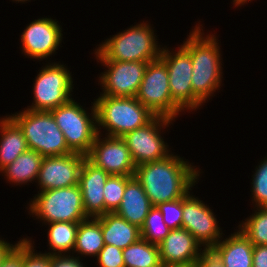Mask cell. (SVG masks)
<instances>
[{
    "label": "cell",
    "instance_id": "obj_32",
    "mask_svg": "<svg viewBox=\"0 0 267 267\" xmlns=\"http://www.w3.org/2000/svg\"><path fill=\"white\" fill-rule=\"evenodd\" d=\"M31 242L30 239H22V267H50V255L35 253Z\"/></svg>",
    "mask_w": 267,
    "mask_h": 267
},
{
    "label": "cell",
    "instance_id": "obj_27",
    "mask_svg": "<svg viewBox=\"0 0 267 267\" xmlns=\"http://www.w3.org/2000/svg\"><path fill=\"white\" fill-rule=\"evenodd\" d=\"M239 230L253 246L267 245V207H257L254 215L239 225Z\"/></svg>",
    "mask_w": 267,
    "mask_h": 267
},
{
    "label": "cell",
    "instance_id": "obj_19",
    "mask_svg": "<svg viewBox=\"0 0 267 267\" xmlns=\"http://www.w3.org/2000/svg\"><path fill=\"white\" fill-rule=\"evenodd\" d=\"M152 207L142 185L133 176L126 183L123 199L115 213L130 224L141 228Z\"/></svg>",
    "mask_w": 267,
    "mask_h": 267
},
{
    "label": "cell",
    "instance_id": "obj_33",
    "mask_svg": "<svg viewBox=\"0 0 267 267\" xmlns=\"http://www.w3.org/2000/svg\"><path fill=\"white\" fill-rule=\"evenodd\" d=\"M100 267H125L122 249L105 244L97 256Z\"/></svg>",
    "mask_w": 267,
    "mask_h": 267
},
{
    "label": "cell",
    "instance_id": "obj_28",
    "mask_svg": "<svg viewBox=\"0 0 267 267\" xmlns=\"http://www.w3.org/2000/svg\"><path fill=\"white\" fill-rule=\"evenodd\" d=\"M170 231L171 229L164 222L161 212L156 206H153L140 228V235L142 239L158 246Z\"/></svg>",
    "mask_w": 267,
    "mask_h": 267
},
{
    "label": "cell",
    "instance_id": "obj_21",
    "mask_svg": "<svg viewBox=\"0 0 267 267\" xmlns=\"http://www.w3.org/2000/svg\"><path fill=\"white\" fill-rule=\"evenodd\" d=\"M97 218L101 222L105 244L113 245L123 250L141 238L140 228L130 224L115 212H107Z\"/></svg>",
    "mask_w": 267,
    "mask_h": 267
},
{
    "label": "cell",
    "instance_id": "obj_3",
    "mask_svg": "<svg viewBox=\"0 0 267 267\" xmlns=\"http://www.w3.org/2000/svg\"><path fill=\"white\" fill-rule=\"evenodd\" d=\"M155 36L154 30L143 21L102 42L95 51L96 58L128 62L156 60L160 58L162 48L158 47Z\"/></svg>",
    "mask_w": 267,
    "mask_h": 267
},
{
    "label": "cell",
    "instance_id": "obj_14",
    "mask_svg": "<svg viewBox=\"0 0 267 267\" xmlns=\"http://www.w3.org/2000/svg\"><path fill=\"white\" fill-rule=\"evenodd\" d=\"M171 53L162 48L160 58L165 62L169 74V89L172 99L183 109L194 110V92L192 90V61L189 52L181 45Z\"/></svg>",
    "mask_w": 267,
    "mask_h": 267
},
{
    "label": "cell",
    "instance_id": "obj_35",
    "mask_svg": "<svg viewBox=\"0 0 267 267\" xmlns=\"http://www.w3.org/2000/svg\"><path fill=\"white\" fill-rule=\"evenodd\" d=\"M0 267H22V240L2 260Z\"/></svg>",
    "mask_w": 267,
    "mask_h": 267
},
{
    "label": "cell",
    "instance_id": "obj_30",
    "mask_svg": "<svg viewBox=\"0 0 267 267\" xmlns=\"http://www.w3.org/2000/svg\"><path fill=\"white\" fill-rule=\"evenodd\" d=\"M252 179V197L256 207H267V158L256 167Z\"/></svg>",
    "mask_w": 267,
    "mask_h": 267
},
{
    "label": "cell",
    "instance_id": "obj_25",
    "mask_svg": "<svg viewBox=\"0 0 267 267\" xmlns=\"http://www.w3.org/2000/svg\"><path fill=\"white\" fill-rule=\"evenodd\" d=\"M125 267H161L159 247L139 238L122 250Z\"/></svg>",
    "mask_w": 267,
    "mask_h": 267
},
{
    "label": "cell",
    "instance_id": "obj_38",
    "mask_svg": "<svg viewBox=\"0 0 267 267\" xmlns=\"http://www.w3.org/2000/svg\"><path fill=\"white\" fill-rule=\"evenodd\" d=\"M16 246L0 239V264L6 255Z\"/></svg>",
    "mask_w": 267,
    "mask_h": 267
},
{
    "label": "cell",
    "instance_id": "obj_9",
    "mask_svg": "<svg viewBox=\"0 0 267 267\" xmlns=\"http://www.w3.org/2000/svg\"><path fill=\"white\" fill-rule=\"evenodd\" d=\"M65 65L48 64L37 75L34 83V103L31 111H51L68 103L73 89V80Z\"/></svg>",
    "mask_w": 267,
    "mask_h": 267
},
{
    "label": "cell",
    "instance_id": "obj_2",
    "mask_svg": "<svg viewBox=\"0 0 267 267\" xmlns=\"http://www.w3.org/2000/svg\"><path fill=\"white\" fill-rule=\"evenodd\" d=\"M201 27L195 26L182 45L190 54L192 61L191 85L194 92V110L219 90L221 86V53L215 35H206ZM203 34V35H202ZM217 41V42H216Z\"/></svg>",
    "mask_w": 267,
    "mask_h": 267
},
{
    "label": "cell",
    "instance_id": "obj_6",
    "mask_svg": "<svg viewBox=\"0 0 267 267\" xmlns=\"http://www.w3.org/2000/svg\"><path fill=\"white\" fill-rule=\"evenodd\" d=\"M29 206L30 213L43 220L44 223H80L88 219L84 212L79 184L38 192Z\"/></svg>",
    "mask_w": 267,
    "mask_h": 267
},
{
    "label": "cell",
    "instance_id": "obj_34",
    "mask_svg": "<svg viewBox=\"0 0 267 267\" xmlns=\"http://www.w3.org/2000/svg\"><path fill=\"white\" fill-rule=\"evenodd\" d=\"M50 267H85L78 257H72L70 254L50 255Z\"/></svg>",
    "mask_w": 267,
    "mask_h": 267
},
{
    "label": "cell",
    "instance_id": "obj_36",
    "mask_svg": "<svg viewBox=\"0 0 267 267\" xmlns=\"http://www.w3.org/2000/svg\"><path fill=\"white\" fill-rule=\"evenodd\" d=\"M193 267H224L222 261L210 249L202 252V256L193 264Z\"/></svg>",
    "mask_w": 267,
    "mask_h": 267
},
{
    "label": "cell",
    "instance_id": "obj_16",
    "mask_svg": "<svg viewBox=\"0 0 267 267\" xmlns=\"http://www.w3.org/2000/svg\"><path fill=\"white\" fill-rule=\"evenodd\" d=\"M61 30L58 21L51 18L31 22L21 34L22 53L40 60L50 57L60 46Z\"/></svg>",
    "mask_w": 267,
    "mask_h": 267
},
{
    "label": "cell",
    "instance_id": "obj_39",
    "mask_svg": "<svg viewBox=\"0 0 267 267\" xmlns=\"http://www.w3.org/2000/svg\"><path fill=\"white\" fill-rule=\"evenodd\" d=\"M248 1H251V0H233V3L235 6H240V5L245 4V2H248Z\"/></svg>",
    "mask_w": 267,
    "mask_h": 267
},
{
    "label": "cell",
    "instance_id": "obj_20",
    "mask_svg": "<svg viewBox=\"0 0 267 267\" xmlns=\"http://www.w3.org/2000/svg\"><path fill=\"white\" fill-rule=\"evenodd\" d=\"M253 244L238 230L219 241L211 250L224 267H252Z\"/></svg>",
    "mask_w": 267,
    "mask_h": 267
},
{
    "label": "cell",
    "instance_id": "obj_11",
    "mask_svg": "<svg viewBox=\"0 0 267 267\" xmlns=\"http://www.w3.org/2000/svg\"><path fill=\"white\" fill-rule=\"evenodd\" d=\"M100 134L96 135L86 158L109 175L134 176L136 165L125 140L112 136L101 139Z\"/></svg>",
    "mask_w": 267,
    "mask_h": 267
},
{
    "label": "cell",
    "instance_id": "obj_13",
    "mask_svg": "<svg viewBox=\"0 0 267 267\" xmlns=\"http://www.w3.org/2000/svg\"><path fill=\"white\" fill-rule=\"evenodd\" d=\"M212 210L190 192L183 197L182 228L186 229L205 250L212 249L221 239L220 227Z\"/></svg>",
    "mask_w": 267,
    "mask_h": 267
},
{
    "label": "cell",
    "instance_id": "obj_29",
    "mask_svg": "<svg viewBox=\"0 0 267 267\" xmlns=\"http://www.w3.org/2000/svg\"><path fill=\"white\" fill-rule=\"evenodd\" d=\"M133 176L110 175L104 186V214L115 212L123 199L126 183Z\"/></svg>",
    "mask_w": 267,
    "mask_h": 267
},
{
    "label": "cell",
    "instance_id": "obj_4",
    "mask_svg": "<svg viewBox=\"0 0 267 267\" xmlns=\"http://www.w3.org/2000/svg\"><path fill=\"white\" fill-rule=\"evenodd\" d=\"M94 104L97 133L104 127L108 131L107 136L123 137L126 133L143 127L155 117L136 97L100 95Z\"/></svg>",
    "mask_w": 267,
    "mask_h": 267
},
{
    "label": "cell",
    "instance_id": "obj_7",
    "mask_svg": "<svg viewBox=\"0 0 267 267\" xmlns=\"http://www.w3.org/2000/svg\"><path fill=\"white\" fill-rule=\"evenodd\" d=\"M91 111L92 115H87L86 110L73 99L50 111L59 129L63 132L68 148L72 152L85 156L89 153L98 134L94 103Z\"/></svg>",
    "mask_w": 267,
    "mask_h": 267
},
{
    "label": "cell",
    "instance_id": "obj_15",
    "mask_svg": "<svg viewBox=\"0 0 267 267\" xmlns=\"http://www.w3.org/2000/svg\"><path fill=\"white\" fill-rule=\"evenodd\" d=\"M85 158V155L75 152L64 156L44 157L36 180L41 188L39 191L78 185Z\"/></svg>",
    "mask_w": 267,
    "mask_h": 267
},
{
    "label": "cell",
    "instance_id": "obj_37",
    "mask_svg": "<svg viewBox=\"0 0 267 267\" xmlns=\"http://www.w3.org/2000/svg\"><path fill=\"white\" fill-rule=\"evenodd\" d=\"M252 267H267V245L253 247Z\"/></svg>",
    "mask_w": 267,
    "mask_h": 267
},
{
    "label": "cell",
    "instance_id": "obj_22",
    "mask_svg": "<svg viewBox=\"0 0 267 267\" xmlns=\"http://www.w3.org/2000/svg\"><path fill=\"white\" fill-rule=\"evenodd\" d=\"M0 133L1 171L29 148L22 129L10 116L0 119Z\"/></svg>",
    "mask_w": 267,
    "mask_h": 267
},
{
    "label": "cell",
    "instance_id": "obj_24",
    "mask_svg": "<svg viewBox=\"0 0 267 267\" xmlns=\"http://www.w3.org/2000/svg\"><path fill=\"white\" fill-rule=\"evenodd\" d=\"M104 245L101 222L98 218H88L79 223L75 252L77 251L80 255L97 257Z\"/></svg>",
    "mask_w": 267,
    "mask_h": 267
},
{
    "label": "cell",
    "instance_id": "obj_17",
    "mask_svg": "<svg viewBox=\"0 0 267 267\" xmlns=\"http://www.w3.org/2000/svg\"><path fill=\"white\" fill-rule=\"evenodd\" d=\"M158 247L161 263L166 265H193L204 251L199 248L202 246L195 237L184 228L171 230Z\"/></svg>",
    "mask_w": 267,
    "mask_h": 267
},
{
    "label": "cell",
    "instance_id": "obj_8",
    "mask_svg": "<svg viewBox=\"0 0 267 267\" xmlns=\"http://www.w3.org/2000/svg\"><path fill=\"white\" fill-rule=\"evenodd\" d=\"M135 97L155 116L173 120L183 110L172 99L167 66L161 58L148 62Z\"/></svg>",
    "mask_w": 267,
    "mask_h": 267
},
{
    "label": "cell",
    "instance_id": "obj_18",
    "mask_svg": "<svg viewBox=\"0 0 267 267\" xmlns=\"http://www.w3.org/2000/svg\"><path fill=\"white\" fill-rule=\"evenodd\" d=\"M109 174L84 159L79 173L84 212L88 218L104 215V186Z\"/></svg>",
    "mask_w": 267,
    "mask_h": 267
},
{
    "label": "cell",
    "instance_id": "obj_23",
    "mask_svg": "<svg viewBox=\"0 0 267 267\" xmlns=\"http://www.w3.org/2000/svg\"><path fill=\"white\" fill-rule=\"evenodd\" d=\"M43 156L34 150L28 149L20 154L11 164L4 167V173L9 182L25 184L37 180Z\"/></svg>",
    "mask_w": 267,
    "mask_h": 267
},
{
    "label": "cell",
    "instance_id": "obj_5",
    "mask_svg": "<svg viewBox=\"0 0 267 267\" xmlns=\"http://www.w3.org/2000/svg\"><path fill=\"white\" fill-rule=\"evenodd\" d=\"M9 116L22 129L30 150L36 151L43 157L72 153L50 111L26 109Z\"/></svg>",
    "mask_w": 267,
    "mask_h": 267
},
{
    "label": "cell",
    "instance_id": "obj_31",
    "mask_svg": "<svg viewBox=\"0 0 267 267\" xmlns=\"http://www.w3.org/2000/svg\"><path fill=\"white\" fill-rule=\"evenodd\" d=\"M156 207L161 212L164 222L171 230L182 228L183 198L160 203Z\"/></svg>",
    "mask_w": 267,
    "mask_h": 267
},
{
    "label": "cell",
    "instance_id": "obj_26",
    "mask_svg": "<svg viewBox=\"0 0 267 267\" xmlns=\"http://www.w3.org/2000/svg\"><path fill=\"white\" fill-rule=\"evenodd\" d=\"M48 243L53 252H48L49 255L65 254L73 251L76 243V233L79 223L75 222H51L47 223ZM71 249V250H70ZM55 251V252H54ZM57 251V252H56Z\"/></svg>",
    "mask_w": 267,
    "mask_h": 267
},
{
    "label": "cell",
    "instance_id": "obj_12",
    "mask_svg": "<svg viewBox=\"0 0 267 267\" xmlns=\"http://www.w3.org/2000/svg\"><path fill=\"white\" fill-rule=\"evenodd\" d=\"M108 68L99 77L103 94L111 97H135L148 62L100 61Z\"/></svg>",
    "mask_w": 267,
    "mask_h": 267
},
{
    "label": "cell",
    "instance_id": "obj_41",
    "mask_svg": "<svg viewBox=\"0 0 267 267\" xmlns=\"http://www.w3.org/2000/svg\"><path fill=\"white\" fill-rule=\"evenodd\" d=\"M14 1H16V2L18 1V2H21V3L23 2L24 3L25 1H29V0H14Z\"/></svg>",
    "mask_w": 267,
    "mask_h": 267
},
{
    "label": "cell",
    "instance_id": "obj_40",
    "mask_svg": "<svg viewBox=\"0 0 267 267\" xmlns=\"http://www.w3.org/2000/svg\"><path fill=\"white\" fill-rule=\"evenodd\" d=\"M161 267H193V265H166V264H162Z\"/></svg>",
    "mask_w": 267,
    "mask_h": 267
},
{
    "label": "cell",
    "instance_id": "obj_10",
    "mask_svg": "<svg viewBox=\"0 0 267 267\" xmlns=\"http://www.w3.org/2000/svg\"><path fill=\"white\" fill-rule=\"evenodd\" d=\"M172 121L168 118L155 116L143 127L130 131L122 137L136 166L161 160L170 155L168 145L161 137L160 131L161 127L169 126Z\"/></svg>",
    "mask_w": 267,
    "mask_h": 267
},
{
    "label": "cell",
    "instance_id": "obj_1",
    "mask_svg": "<svg viewBox=\"0 0 267 267\" xmlns=\"http://www.w3.org/2000/svg\"><path fill=\"white\" fill-rule=\"evenodd\" d=\"M199 170L172 153L164 159L136 166L134 177L152 206L186 196L198 180Z\"/></svg>",
    "mask_w": 267,
    "mask_h": 267
}]
</instances>
